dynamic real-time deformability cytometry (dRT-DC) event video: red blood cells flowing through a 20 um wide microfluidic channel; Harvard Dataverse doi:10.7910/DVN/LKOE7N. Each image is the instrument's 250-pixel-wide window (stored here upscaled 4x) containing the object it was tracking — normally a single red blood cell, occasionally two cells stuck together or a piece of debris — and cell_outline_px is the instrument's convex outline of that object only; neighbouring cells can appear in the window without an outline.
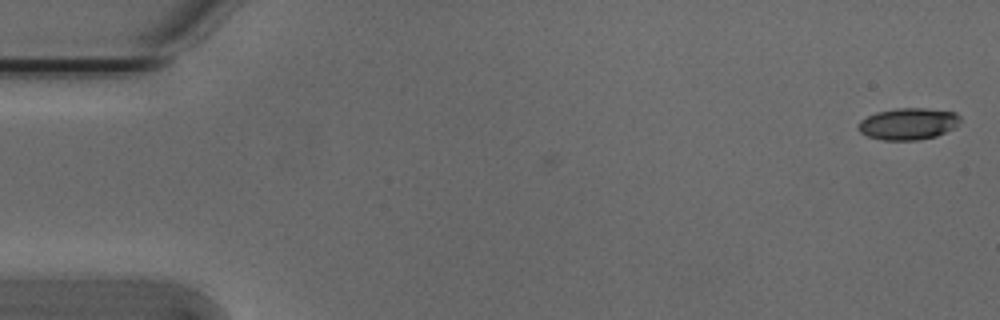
{"species": "Egyptian fruit bat (a non-hibernating species)", "species_latin": "Rousettus aegyptiacus", "temperature_condition": "cold", "stored_images_in_passage": 2, "camera_frame_rate_fps": 3000, "um_per_image_px": 0.085, "animal": {"sex": "male"}, "frame": {"image": 1, "passage_image": 2, "time_ms": 0.333, "image_size_px": [1000, 320], "cell_outline_px": [[960, 120], [956, 128], [936, 136], [916, 140], [884, 140], [868, 136], [860, 132], [856, 128], [856, 124], [860, 120], [876, 112], [896, 108], [928, 108], [956, 112], [960, 116]], "centroid_in_image_um": [77.2, 10.52], "position_along_channel_um": 7.8, "area_um2": 19.07}}